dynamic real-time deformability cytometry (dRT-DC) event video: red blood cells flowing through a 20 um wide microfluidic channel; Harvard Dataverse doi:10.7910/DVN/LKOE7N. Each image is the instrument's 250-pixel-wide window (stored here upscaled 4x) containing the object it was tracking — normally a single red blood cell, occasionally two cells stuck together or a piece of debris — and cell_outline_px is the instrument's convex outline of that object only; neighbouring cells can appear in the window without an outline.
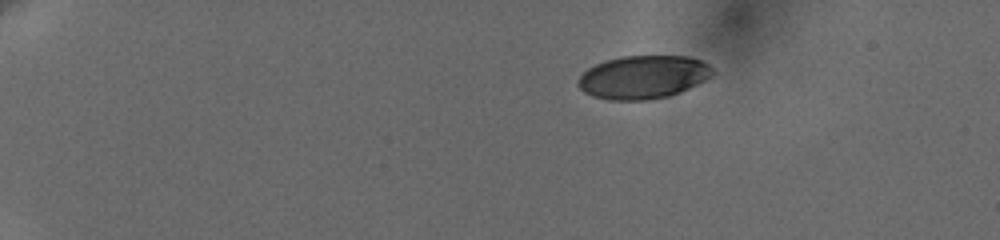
{"species": "human", "species_latin": "Homo sapiens", "temperature_condition": "cold", "stored_images_in_passage": 49, "camera_frame_rate_fps": 3000, "um_per_image_px": 0.085, "donor": {"sex": "female"}, "frame": {"image": 1, "passage_image": 1, "time_ms": 0.0, "image_size_px": [1000, 240], "cell_outline_px": [[712, 76], [680, 92], [668, 96], [644, 100], [608, 100], [592, 96], [584, 92], [576, 84], [576, 80], [588, 68], [604, 60], [620, 56], [688, 56], [700, 60], [708, 64], [712, 68]], "centroid_in_image_um": [54.62, 6.55], "position_along_channel_um": 30.4, "area_um2": 33.87}}
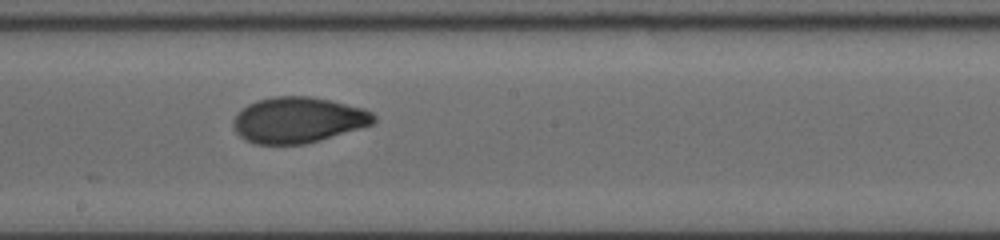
{"frame": {"image": 2, "passage_image": 26, "time_ms": 8.333, "image_size_px": [1000, 240], "cell_outline_px": [[376, 120], [372, 124], [320, 140], [304, 144], [256, 144], [244, 140], [236, 132], [232, 124], [236, 116], [248, 104], [256, 100], [272, 96], [308, 96], [328, 100], [364, 108], [372, 112], [376, 116]], "centroid_in_image_um": [25.33, 10.2], "position_along_channel_um": 222.9, "area_um2": 37.28}}
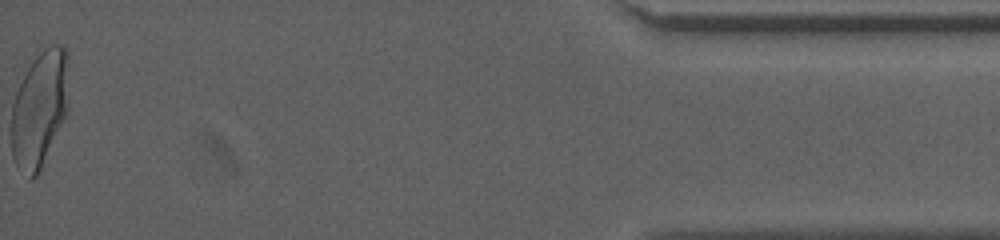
{"frame": {"image": 3, "passage_image": 49, "time_ms": 16.0, "image_size_px": [1000, 240], "cell_outline_px": [[68, 112], [36, 176], [32, 180], [28, 180], [16, 164], [12, 156], [12, 104], [16, 92], [40, 44], [64, 44], [68, 52]], "centroid_in_image_um": [3.39, 9.16], "position_along_channel_um": 431.8, "area_um2": 39.54}, "authors_computed_cell_mechanics": {"area_um2": 36.703, "velocity_mm_per_s": 3.6439, "shape_relaxation_time_tau1_ms": 4.4719, "shape_relaxation_time_tau2_ms": 1.2889, "deformation_change_tau1": 0.1596, "deformation_change_tau2": 0.0503}}